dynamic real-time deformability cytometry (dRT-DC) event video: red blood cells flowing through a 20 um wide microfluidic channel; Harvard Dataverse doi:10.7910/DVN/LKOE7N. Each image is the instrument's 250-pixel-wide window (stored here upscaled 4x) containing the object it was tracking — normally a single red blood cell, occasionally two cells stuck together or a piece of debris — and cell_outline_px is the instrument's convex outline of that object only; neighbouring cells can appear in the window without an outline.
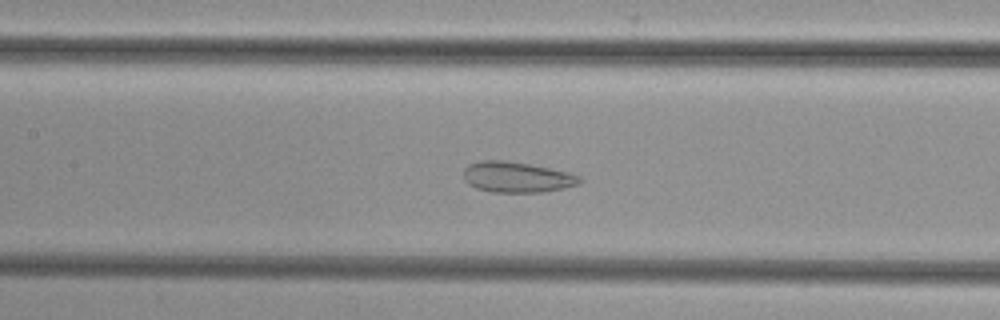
{"species": "common noctule bat (a hibernating species)", "species_latin": "Nyctalus noctula", "temperature_condition": "cold", "stored_images_in_passage": 49, "camera_frame_rate_fps": 3000, "um_per_image_px": 0.085, "animal": {"sex": "female", "body_mass_g": 29.2, "forearm_length_mm": 56.3}, "frame": {"image": 1, "passage_image": 21, "time_ms": 6.667, "image_size_px": [1000, 320], "cell_outline_px": [[584, 180], [580, 184], [564, 188], [544, 192], [492, 192], [476, 188], [468, 184], [464, 180], [464, 168], [468, 164], [480, 160], [504, 160], [528, 164], [568, 172], [580, 176]], "centroid_in_image_um": [43.93, 15.06], "position_along_channel_um": 163.5, "area_um2": 20.87}}
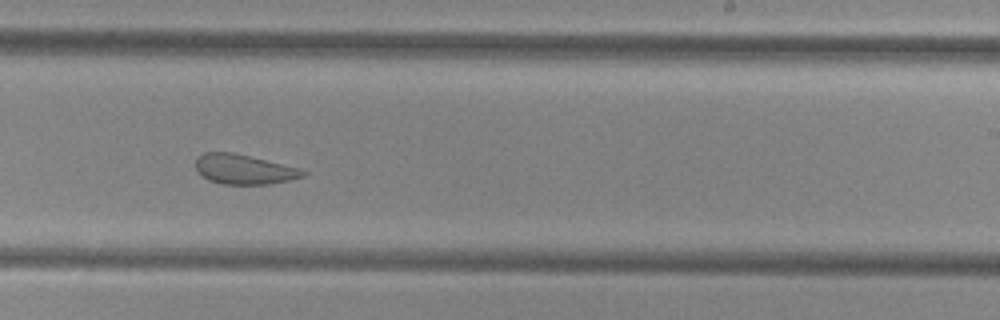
{"frame": {"image": 2, "passage_image": 29, "time_ms": 9.333, "image_size_px": [1000, 320], "cell_outline_px": [[308, 172], [304, 176], [292, 180], [268, 184], [224, 184], [208, 180], [196, 172], [196, 160], [204, 152], [232, 152], [300, 168]], "centroid_in_image_um": [20.74, 14.4], "position_along_channel_um": 268.3, "area_um2": 18.61}}
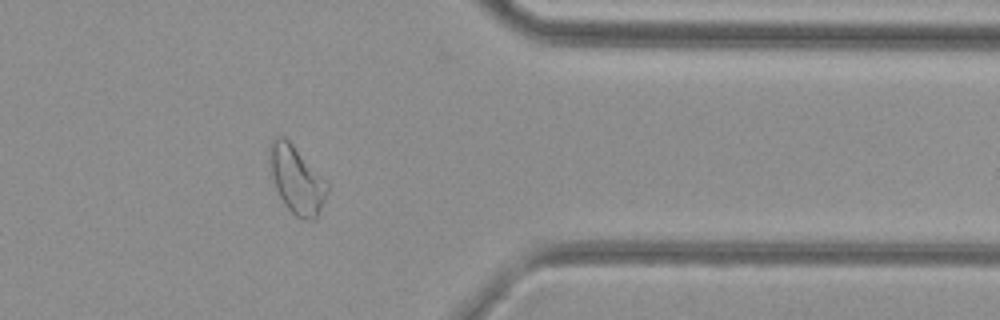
{"frame": {"image": 3, "passage_image": 39, "time_ms": 12.667, "image_size_px": [1000, 320], "cell_outline_px": [[328, 192], [316, 220], [300, 220], [284, 204], [276, 188], [272, 176], [268, 152], [268, 144], [276, 136], [284, 136], [292, 144], [328, 184]], "centroid_in_image_um": [25.19, 15.29], "position_along_channel_um": 386.2, "area_um2": 22.43}}